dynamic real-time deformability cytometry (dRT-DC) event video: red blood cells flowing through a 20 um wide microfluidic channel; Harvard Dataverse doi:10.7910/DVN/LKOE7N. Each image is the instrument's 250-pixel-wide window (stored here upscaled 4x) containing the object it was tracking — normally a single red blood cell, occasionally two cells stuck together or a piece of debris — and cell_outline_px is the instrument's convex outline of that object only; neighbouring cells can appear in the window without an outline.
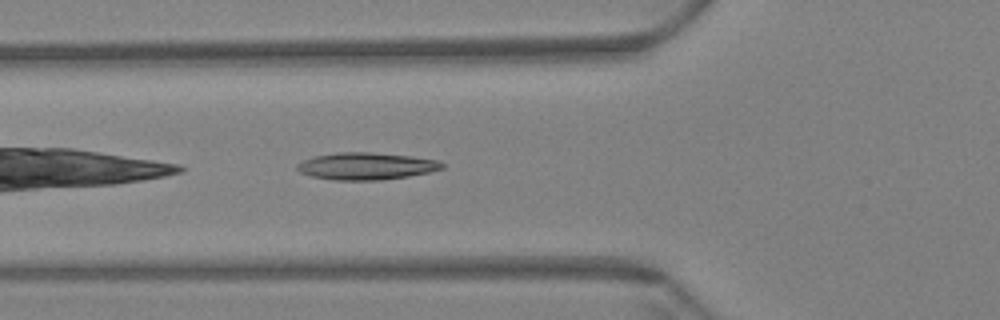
{"species": "Egyptian fruit bat (a non-hibernating species)", "species_latin": "Rousettus aegyptiacus", "temperature_condition": "warm", "stored_images_in_passage": 32, "camera_frame_rate_fps": 3000, "um_per_image_px": 0.085, "animal": {"sex": "female"}, "frame": {"image": 1, "passage_image": 4, "time_ms": 1.0, "image_size_px": [1000, 320], "cell_outline_px": [[444, 168], [428, 172], [408, 176], [380, 180], [332, 180], [312, 176], [300, 172], [296, 168], [296, 164], [312, 156], [336, 152], [372, 152], [412, 156], [436, 160], [444, 164]], "centroid_in_image_um": [31.09, 14.11], "position_along_channel_um": 94.7, "area_um2": 22.95}}
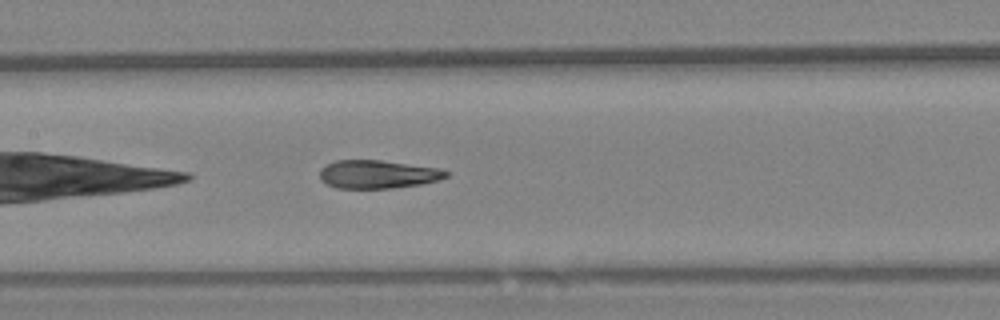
{"frame": {"image": 2, "passage_image": 11, "time_ms": 3.333, "image_size_px": [1000, 320], "cell_outline_px": [[448, 176], [436, 180], [420, 184], [392, 188], [336, 188], [320, 180], [320, 168], [336, 160], [380, 160], [436, 168], [448, 172]], "centroid_in_image_um": [32.05, 14.81], "position_along_channel_um": 175.4, "area_um2": 20.52}}
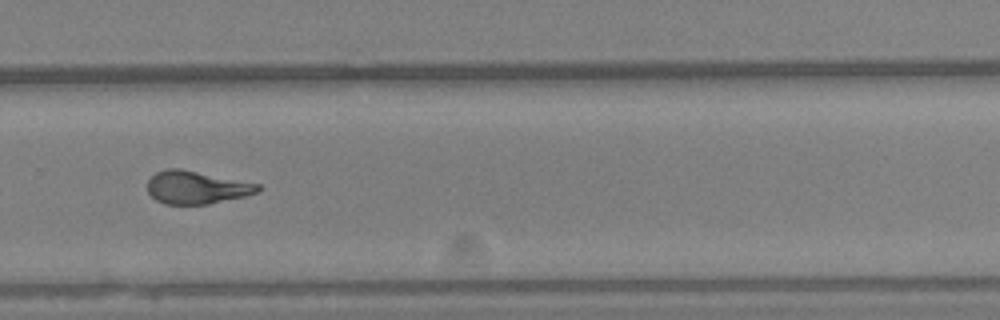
{"frame": {"image": 3, "passage_image": 23, "time_ms": 7.333, "image_size_px": [1000, 320], "cell_outline_px": [[264, 188], [256, 192], [244, 196], [208, 204], [164, 204], [156, 200], [148, 192], [148, 180], [156, 172], [168, 168], [180, 168], [260, 184]], "centroid_in_image_um": [16.7, 15.92], "position_along_channel_um": 313.1, "area_um2": 21.1}, "authors_computed_cell_mechanics": {"area_um2": 21.4727, "velocity_mm_per_s": 3.4584, "shape_relaxation_time_tau1_ms": 6.4588, "shape_relaxation_time_tau2_ms": 2.2568, "deformation_change_tau1": 0.2402, "deformation_change_tau2": 0.1134}}